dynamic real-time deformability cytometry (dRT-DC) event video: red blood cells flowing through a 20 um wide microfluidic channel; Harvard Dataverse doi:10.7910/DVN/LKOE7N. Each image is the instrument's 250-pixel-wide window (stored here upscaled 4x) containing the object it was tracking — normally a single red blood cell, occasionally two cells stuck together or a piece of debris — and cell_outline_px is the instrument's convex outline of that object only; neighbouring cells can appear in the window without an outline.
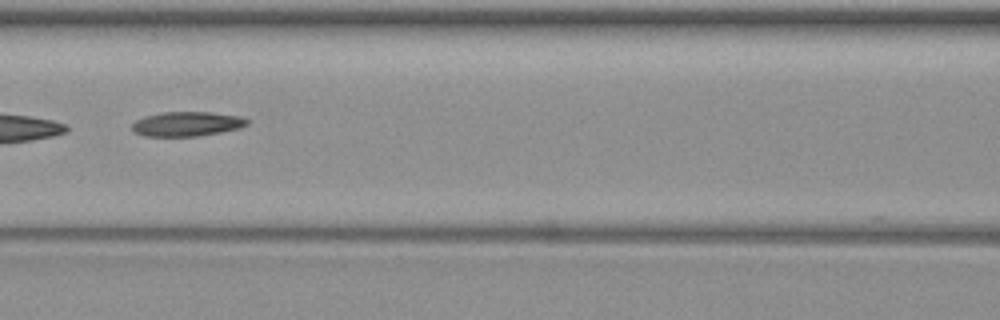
{"species": "common noctule bat (a hibernating species)", "species_latin": "Nyctalus noctula", "temperature_condition": "warm", "stored_images_in_passage": 10, "camera_frame_rate_fps": 3000, "um_per_image_px": 0.085, "animal": {"sex": "female", "body_mass_g": 19.3, "forearm_length_mm": 54.1}, "frame": {"image": 1, "passage_image": 7, "time_ms": 8.0, "image_size_px": [1000, 320], "cell_outline_px": [[248, 124], [240, 128], [220, 132], [196, 136], [144, 136], [132, 132], [132, 124], [136, 120], [144, 116], [160, 112], [212, 112], [244, 116], [248, 120]], "centroid_in_image_um": [15.88, 10.52], "position_along_channel_um": 150.7, "area_um2": 16.65}}
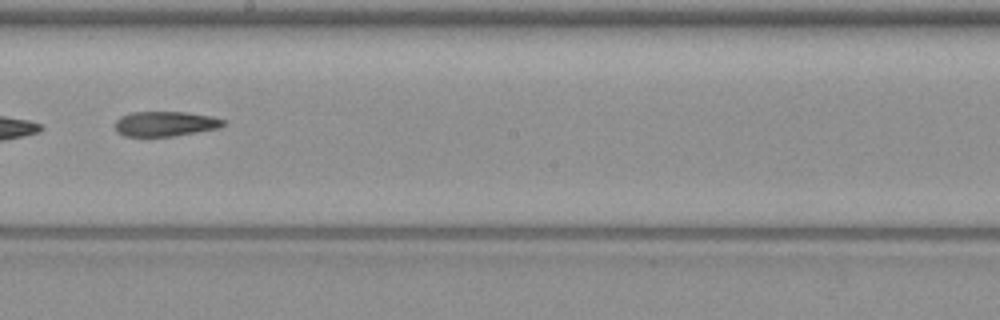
{"frame": {"image": 2, "passage_image": 9, "time_ms": 10.333, "image_size_px": [1000, 320], "cell_outline_px": [[224, 124], [220, 128], [172, 136], [124, 136], [116, 132], [116, 120], [120, 116], [132, 112], [184, 112], [208, 116], [224, 120]], "centroid_in_image_um": [14.0, 10.52], "position_along_channel_um": 234.2, "area_um2": 15.55}}
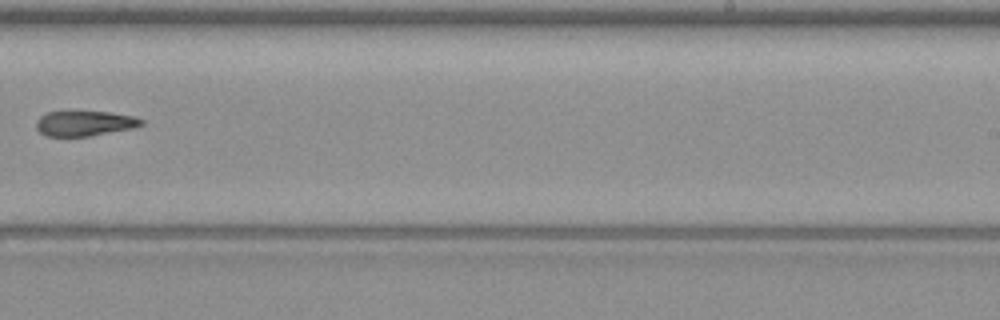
{"frame": {"image": 3, "passage_image": 10, "time_ms": 11.667, "image_size_px": [1000, 320], "cell_outline_px": [[144, 124], [132, 128], [88, 136], [44, 136], [36, 128], [36, 120], [40, 116], [48, 112], [112, 112], [136, 116], [144, 120]], "centroid_in_image_um": [7.2, 10.48], "position_along_channel_um": 281.8, "area_um2": 15.37}}